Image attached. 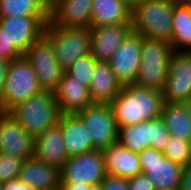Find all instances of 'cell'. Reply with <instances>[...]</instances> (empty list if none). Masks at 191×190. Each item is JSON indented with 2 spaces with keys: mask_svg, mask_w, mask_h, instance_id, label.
<instances>
[{
  "mask_svg": "<svg viewBox=\"0 0 191 190\" xmlns=\"http://www.w3.org/2000/svg\"><path fill=\"white\" fill-rule=\"evenodd\" d=\"M48 23L49 16L0 17V59L12 62L24 56Z\"/></svg>",
  "mask_w": 191,
  "mask_h": 190,
  "instance_id": "obj_2",
  "label": "cell"
},
{
  "mask_svg": "<svg viewBox=\"0 0 191 190\" xmlns=\"http://www.w3.org/2000/svg\"><path fill=\"white\" fill-rule=\"evenodd\" d=\"M24 56L33 67L40 88L54 93L64 70L56 60L51 41L43 34L29 47Z\"/></svg>",
  "mask_w": 191,
  "mask_h": 190,
  "instance_id": "obj_8",
  "label": "cell"
},
{
  "mask_svg": "<svg viewBox=\"0 0 191 190\" xmlns=\"http://www.w3.org/2000/svg\"><path fill=\"white\" fill-rule=\"evenodd\" d=\"M130 190H155L153 182L143 173L127 180Z\"/></svg>",
  "mask_w": 191,
  "mask_h": 190,
  "instance_id": "obj_31",
  "label": "cell"
},
{
  "mask_svg": "<svg viewBox=\"0 0 191 190\" xmlns=\"http://www.w3.org/2000/svg\"><path fill=\"white\" fill-rule=\"evenodd\" d=\"M141 54L142 36L131 32L107 61L123 86L135 83Z\"/></svg>",
  "mask_w": 191,
  "mask_h": 190,
  "instance_id": "obj_14",
  "label": "cell"
},
{
  "mask_svg": "<svg viewBox=\"0 0 191 190\" xmlns=\"http://www.w3.org/2000/svg\"><path fill=\"white\" fill-rule=\"evenodd\" d=\"M88 129L93 146L103 150L118 141V126L108 104H92L75 114Z\"/></svg>",
  "mask_w": 191,
  "mask_h": 190,
  "instance_id": "obj_12",
  "label": "cell"
},
{
  "mask_svg": "<svg viewBox=\"0 0 191 190\" xmlns=\"http://www.w3.org/2000/svg\"><path fill=\"white\" fill-rule=\"evenodd\" d=\"M36 160L61 169L69 159L63 141V133L57 123L34 139V156Z\"/></svg>",
  "mask_w": 191,
  "mask_h": 190,
  "instance_id": "obj_20",
  "label": "cell"
},
{
  "mask_svg": "<svg viewBox=\"0 0 191 190\" xmlns=\"http://www.w3.org/2000/svg\"><path fill=\"white\" fill-rule=\"evenodd\" d=\"M97 60L90 54L78 58L70 67L64 72L74 77L87 87H90L91 80L93 78L95 66Z\"/></svg>",
  "mask_w": 191,
  "mask_h": 190,
  "instance_id": "obj_29",
  "label": "cell"
},
{
  "mask_svg": "<svg viewBox=\"0 0 191 190\" xmlns=\"http://www.w3.org/2000/svg\"><path fill=\"white\" fill-rule=\"evenodd\" d=\"M180 190H191V163L183 167Z\"/></svg>",
  "mask_w": 191,
  "mask_h": 190,
  "instance_id": "obj_34",
  "label": "cell"
},
{
  "mask_svg": "<svg viewBox=\"0 0 191 190\" xmlns=\"http://www.w3.org/2000/svg\"><path fill=\"white\" fill-rule=\"evenodd\" d=\"M107 177L101 150L70 157L60 169V183L99 186Z\"/></svg>",
  "mask_w": 191,
  "mask_h": 190,
  "instance_id": "obj_9",
  "label": "cell"
},
{
  "mask_svg": "<svg viewBox=\"0 0 191 190\" xmlns=\"http://www.w3.org/2000/svg\"><path fill=\"white\" fill-rule=\"evenodd\" d=\"M33 139L59 122L62 115L55 95L43 91L8 112Z\"/></svg>",
  "mask_w": 191,
  "mask_h": 190,
  "instance_id": "obj_4",
  "label": "cell"
},
{
  "mask_svg": "<svg viewBox=\"0 0 191 190\" xmlns=\"http://www.w3.org/2000/svg\"><path fill=\"white\" fill-rule=\"evenodd\" d=\"M101 151L107 176L128 180L142 173L138 153L128 150L120 142H114Z\"/></svg>",
  "mask_w": 191,
  "mask_h": 190,
  "instance_id": "obj_18",
  "label": "cell"
},
{
  "mask_svg": "<svg viewBox=\"0 0 191 190\" xmlns=\"http://www.w3.org/2000/svg\"><path fill=\"white\" fill-rule=\"evenodd\" d=\"M118 129V142L134 153H140L148 147L163 152L170 138L161 117Z\"/></svg>",
  "mask_w": 191,
  "mask_h": 190,
  "instance_id": "obj_10",
  "label": "cell"
},
{
  "mask_svg": "<svg viewBox=\"0 0 191 190\" xmlns=\"http://www.w3.org/2000/svg\"><path fill=\"white\" fill-rule=\"evenodd\" d=\"M49 16L39 0H0V17Z\"/></svg>",
  "mask_w": 191,
  "mask_h": 190,
  "instance_id": "obj_27",
  "label": "cell"
},
{
  "mask_svg": "<svg viewBox=\"0 0 191 190\" xmlns=\"http://www.w3.org/2000/svg\"><path fill=\"white\" fill-rule=\"evenodd\" d=\"M139 155L142 173L153 182L155 190H180L183 167L167 157L162 151L145 148Z\"/></svg>",
  "mask_w": 191,
  "mask_h": 190,
  "instance_id": "obj_11",
  "label": "cell"
},
{
  "mask_svg": "<svg viewBox=\"0 0 191 190\" xmlns=\"http://www.w3.org/2000/svg\"><path fill=\"white\" fill-rule=\"evenodd\" d=\"M93 0H56L49 10V24L66 28L90 26Z\"/></svg>",
  "mask_w": 191,
  "mask_h": 190,
  "instance_id": "obj_16",
  "label": "cell"
},
{
  "mask_svg": "<svg viewBox=\"0 0 191 190\" xmlns=\"http://www.w3.org/2000/svg\"><path fill=\"white\" fill-rule=\"evenodd\" d=\"M125 2L131 9H133L136 5L145 2L147 0H121Z\"/></svg>",
  "mask_w": 191,
  "mask_h": 190,
  "instance_id": "obj_37",
  "label": "cell"
},
{
  "mask_svg": "<svg viewBox=\"0 0 191 190\" xmlns=\"http://www.w3.org/2000/svg\"><path fill=\"white\" fill-rule=\"evenodd\" d=\"M102 190H130L127 179L107 176L100 184Z\"/></svg>",
  "mask_w": 191,
  "mask_h": 190,
  "instance_id": "obj_32",
  "label": "cell"
},
{
  "mask_svg": "<svg viewBox=\"0 0 191 190\" xmlns=\"http://www.w3.org/2000/svg\"><path fill=\"white\" fill-rule=\"evenodd\" d=\"M9 64L10 62L0 59V94L6 81Z\"/></svg>",
  "mask_w": 191,
  "mask_h": 190,
  "instance_id": "obj_36",
  "label": "cell"
},
{
  "mask_svg": "<svg viewBox=\"0 0 191 190\" xmlns=\"http://www.w3.org/2000/svg\"><path fill=\"white\" fill-rule=\"evenodd\" d=\"M173 5L191 6V0H169Z\"/></svg>",
  "mask_w": 191,
  "mask_h": 190,
  "instance_id": "obj_38",
  "label": "cell"
},
{
  "mask_svg": "<svg viewBox=\"0 0 191 190\" xmlns=\"http://www.w3.org/2000/svg\"><path fill=\"white\" fill-rule=\"evenodd\" d=\"M171 47L191 52V6L174 5Z\"/></svg>",
  "mask_w": 191,
  "mask_h": 190,
  "instance_id": "obj_26",
  "label": "cell"
},
{
  "mask_svg": "<svg viewBox=\"0 0 191 190\" xmlns=\"http://www.w3.org/2000/svg\"><path fill=\"white\" fill-rule=\"evenodd\" d=\"M185 105L187 106L191 118V98L185 103Z\"/></svg>",
  "mask_w": 191,
  "mask_h": 190,
  "instance_id": "obj_40",
  "label": "cell"
},
{
  "mask_svg": "<svg viewBox=\"0 0 191 190\" xmlns=\"http://www.w3.org/2000/svg\"><path fill=\"white\" fill-rule=\"evenodd\" d=\"M58 124L69 158L97 150L93 146L88 129L75 114H62Z\"/></svg>",
  "mask_w": 191,
  "mask_h": 190,
  "instance_id": "obj_21",
  "label": "cell"
},
{
  "mask_svg": "<svg viewBox=\"0 0 191 190\" xmlns=\"http://www.w3.org/2000/svg\"><path fill=\"white\" fill-rule=\"evenodd\" d=\"M131 12L121 0H93L89 27L131 24Z\"/></svg>",
  "mask_w": 191,
  "mask_h": 190,
  "instance_id": "obj_24",
  "label": "cell"
},
{
  "mask_svg": "<svg viewBox=\"0 0 191 190\" xmlns=\"http://www.w3.org/2000/svg\"><path fill=\"white\" fill-rule=\"evenodd\" d=\"M48 10H50L54 4L56 3V0H39Z\"/></svg>",
  "mask_w": 191,
  "mask_h": 190,
  "instance_id": "obj_39",
  "label": "cell"
},
{
  "mask_svg": "<svg viewBox=\"0 0 191 190\" xmlns=\"http://www.w3.org/2000/svg\"><path fill=\"white\" fill-rule=\"evenodd\" d=\"M173 51L171 44L166 41L152 40L142 36L141 63L134 84L163 91Z\"/></svg>",
  "mask_w": 191,
  "mask_h": 190,
  "instance_id": "obj_6",
  "label": "cell"
},
{
  "mask_svg": "<svg viewBox=\"0 0 191 190\" xmlns=\"http://www.w3.org/2000/svg\"><path fill=\"white\" fill-rule=\"evenodd\" d=\"M50 190H62L60 186H58L57 188L54 189H50Z\"/></svg>",
  "mask_w": 191,
  "mask_h": 190,
  "instance_id": "obj_41",
  "label": "cell"
},
{
  "mask_svg": "<svg viewBox=\"0 0 191 190\" xmlns=\"http://www.w3.org/2000/svg\"><path fill=\"white\" fill-rule=\"evenodd\" d=\"M2 190H37V189L24 183L19 178H15L3 183Z\"/></svg>",
  "mask_w": 191,
  "mask_h": 190,
  "instance_id": "obj_33",
  "label": "cell"
},
{
  "mask_svg": "<svg viewBox=\"0 0 191 190\" xmlns=\"http://www.w3.org/2000/svg\"><path fill=\"white\" fill-rule=\"evenodd\" d=\"M171 161L187 166L191 163V143L183 141L175 136H171L162 152Z\"/></svg>",
  "mask_w": 191,
  "mask_h": 190,
  "instance_id": "obj_28",
  "label": "cell"
},
{
  "mask_svg": "<svg viewBox=\"0 0 191 190\" xmlns=\"http://www.w3.org/2000/svg\"><path fill=\"white\" fill-rule=\"evenodd\" d=\"M44 35L51 41L56 60L64 71L78 58L91 53L90 27L66 28L48 23Z\"/></svg>",
  "mask_w": 191,
  "mask_h": 190,
  "instance_id": "obj_7",
  "label": "cell"
},
{
  "mask_svg": "<svg viewBox=\"0 0 191 190\" xmlns=\"http://www.w3.org/2000/svg\"><path fill=\"white\" fill-rule=\"evenodd\" d=\"M30 62L22 56L10 62L0 94V112L8 113L16 105L42 93Z\"/></svg>",
  "mask_w": 191,
  "mask_h": 190,
  "instance_id": "obj_5",
  "label": "cell"
},
{
  "mask_svg": "<svg viewBox=\"0 0 191 190\" xmlns=\"http://www.w3.org/2000/svg\"><path fill=\"white\" fill-rule=\"evenodd\" d=\"M122 87L108 62L97 61L89 87L93 103L109 105Z\"/></svg>",
  "mask_w": 191,
  "mask_h": 190,
  "instance_id": "obj_22",
  "label": "cell"
},
{
  "mask_svg": "<svg viewBox=\"0 0 191 190\" xmlns=\"http://www.w3.org/2000/svg\"><path fill=\"white\" fill-rule=\"evenodd\" d=\"M91 55L97 61L107 62L132 32L131 24H117L90 28Z\"/></svg>",
  "mask_w": 191,
  "mask_h": 190,
  "instance_id": "obj_17",
  "label": "cell"
},
{
  "mask_svg": "<svg viewBox=\"0 0 191 190\" xmlns=\"http://www.w3.org/2000/svg\"><path fill=\"white\" fill-rule=\"evenodd\" d=\"M54 95L61 114H76L94 104L89 87L65 72Z\"/></svg>",
  "mask_w": 191,
  "mask_h": 190,
  "instance_id": "obj_19",
  "label": "cell"
},
{
  "mask_svg": "<svg viewBox=\"0 0 191 190\" xmlns=\"http://www.w3.org/2000/svg\"><path fill=\"white\" fill-rule=\"evenodd\" d=\"M24 160L0 152V184L19 177Z\"/></svg>",
  "mask_w": 191,
  "mask_h": 190,
  "instance_id": "obj_30",
  "label": "cell"
},
{
  "mask_svg": "<svg viewBox=\"0 0 191 190\" xmlns=\"http://www.w3.org/2000/svg\"><path fill=\"white\" fill-rule=\"evenodd\" d=\"M162 92L168 103H186L191 98V52H172Z\"/></svg>",
  "mask_w": 191,
  "mask_h": 190,
  "instance_id": "obj_13",
  "label": "cell"
},
{
  "mask_svg": "<svg viewBox=\"0 0 191 190\" xmlns=\"http://www.w3.org/2000/svg\"><path fill=\"white\" fill-rule=\"evenodd\" d=\"M0 152L24 161L34 156V139L9 113L0 112Z\"/></svg>",
  "mask_w": 191,
  "mask_h": 190,
  "instance_id": "obj_15",
  "label": "cell"
},
{
  "mask_svg": "<svg viewBox=\"0 0 191 190\" xmlns=\"http://www.w3.org/2000/svg\"><path fill=\"white\" fill-rule=\"evenodd\" d=\"M18 178L37 190H50L60 186V170L34 157L23 162Z\"/></svg>",
  "mask_w": 191,
  "mask_h": 190,
  "instance_id": "obj_23",
  "label": "cell"
},
{
  "mask_svg": "<svg viewBox=\"0 0 191 190\" xmlns=\"http://www.w3.org/2000/svg\"><path fill=\"white\" fill-rule=\"evenodd\" d=\"M161 118L171 136L191 143V118L185 103L164 102Z\"/></svg>",
  "mask_w": 191,
  "mask_h": 190,
  "instance_id": "obj_25",
  "label": "cell"
},
{
  "mask_svg": "<svg viewBox=\"0 0 191 190\" xmlns=\"http://www.w3.org/2000/svg\"><path fill=\"white\" fill-rule=\"evenodd\" d=\"M163 104L162 91L131 84L124 85L109 105L122 128L161 117Z\"/></svg>",
  "mask_w": 191,
  "mask_h": 190,
  "instance_id": "obj_1",
  "label": "cell"
},
{
  "mask_svg": "<svg viewBox=\"0 0 191 190\" xmlns=\"http://www.w3.org/2000/svg\"><path fill=\"white\" fill-rule=\"evenodd\" d=\"M174 5L169 0H147L131 12L132 32L171 43Z\"/></svg>",
  "mask_w": 191,
  "mask_h": 190,
  "instance_id": "obj_3",
  "label": "cell"
},
{
  "mask_svg": "<svg viewBox=\"0 0 191 190\" xmlns=\"http://www.w3.org/2000/svg\"><path fill=\"white\" fill-rule=\"evenodd\" d=\"M62 190H102V187L99 186H85V185H76V183H60Z\"/></svg>",
  "mask_w": 191,
  "mask_h": 190,
  "instance_id": "obj_35",
  "label": "cell"
}]
</instances>
